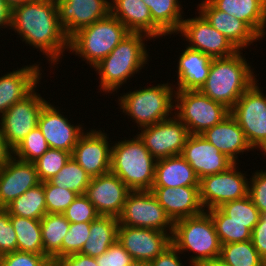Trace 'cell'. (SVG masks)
I'll list each match as a JSON object with an SVG mask.
<instances>
[{
    "mask_svg": "<svg viewBox=\"0 0 266 266\" xmlns=\"http://www.w3.org/2000/svg\"><path fill=\"white\" fill-rule=\"evenodd\" d=\"M219 209L230 217V221L250 224L251 232L262 216L248 195L241 199L226 202Z\"/></svg>",
    "mask_w": 266,
    "mask_h": 266,
    "instance_id": "cell-38",
    "label": "cell"
},
{
    "mask_svg": "<svg viewBox=\"0 0 266 266\" xmlns=\"http://www.w3.org/2000/svg\"><path fill=\"white\" fill-rule=\"evenodd\" d=\"M198 14L195 18L184 19L177 32L186 38L184 40L187 41V47L212 58L229 57L239 51L228 38L210 25L200 13Z\"/></svg>",
    "mask_w": 266,
    "mask_h": 266,
    "instance_id": "cell-14",
    "label": "cell"
},
{
    "mask_svg": "<svg viewBox=\"0 0 266 266\" xmlns=\"http://www.w3.org/2000/svg\"><path fill=\"white\" fill-rule=\"evenodd\" d=\"M44 195L47 213L60 214H62L78 196L76 192L57 187L50 181L44 182Z\"/></svg>",
    "mask_w": 266,
    "mask_h": 266,
    "instance_id": "cell-41",
    "label": "cell"
},
{
    "mask_svg": "<svg viewBox=\"0 0 266 266\" xmlns=\"http://www.w3.org/2000/svg\"><path fill=\"white\" fill-rule=\"evenodd\" d=\"M70 222L60 213H47L41 219V236L46 255L51 262L62 257V242L69 231Z\"/></svg>",
    "mask_w": 266,
    "mask_h": 266,
    "instance_id": "cell-31",
    "label": "cell"
},
{
    "mask_svg": "<svg viewBox=\"0 0 266 266\" xmlns=\"http://www.w3.org/2000/svg\"><path fill=\"white\" fill-rule=\"evenodd\" d=\"M200 13L207 22L228 38L238 49L243 50L253 42L261 40L243 21L235 16L219 11L208 0H202L198 5Z\"/></svg>",
    "mask_w": 266,
    "mask_h": 266,
    "instance_id": "cell-24",
    "label": "cell"
},
{
    "mask_svg": "<svg viewBox=\"0 0 266 266\" xmlns=\"http://www.w3.org/2000/svg\"><path fill=\"white\" fill-rule=\"evenodd\" d=\"M141 88L121 94L118 98L120 109L139 125L138 130L174 115L176 90L173 84L171 86L167 82Z\"/></svg>",
    "mask_w": 266,
    "mask_h": 266,
    "instance_id": "cell-6",
    "label": "cell"
},
{
    "mask_svg": "<svg viewBox=\"0 0 266 266\" xmlns=\"http://www.w3.org/2000/svg\"><path fill=\"white\" fill-rule=\"evenodd\" d=\"M200 135L236 164L238 163L237 154L254 151L248 143L244 131L231 115L212 128L206 129Z\"/></svg>",
    "mask_w": 266,
    "mask_h": 266,
    "instance_id": "cell-26",
    "label": "cell"
},
{
    "mask_svg": "<svg viewBox=\"0 0 266 266\" xmlns=\"http://www.w3.org/2000/svg\"><path fill=\"white\" fill-rule=\"evenodd\" d=\"M151 38L143 33H129L93 68L100 77L101 92L113 93L134 77V74L144 69L149 61L145 40Z\"/></svg>",
    "mask_w": 266,
    "mask_h": 266,
    "instance_id": "cell-2",
    "label": "cell"
},
{
    "mask_svg": "<svg viewBox=\"0 0 266 266\" xmlns=\"http://www.w3.org/2000/svg\"><path fill=\"white\" fill-rule=\"evenodd\" d=\"M251 241L253 246L258 251L262 259L266 258V217L261 216V219L256 224L251 232Z\"/></svg>",
    "mask_w": 266,
    "mask_h": 266,
    "instance_id": "cell-49",
    "label": "cell"
},
{
    "mask_svg": "<svg viewBox=\"0 0 266 266\" xmlns=\"http://www.w3.org/2000/svg\"><path fill=\"white\" fill-rule=\"evenodd\" d=\"M117 218L119 225L151 228L167 232L171 237L174 230V222L151 190L130 191Z\"/></svg>",
    "mask_w": 266,
    "mask_h": 266,
    "instance_id": "cell-10",
    "label": "cell"
},
{
    "mask_svg": "<svg viewBox=\"0 0 266 266\" xmlns=\"http://www.w3.org/2000/svg\"><path fill=\"white\" fill-rule=\"evenodd\" d=\"M263 266H266V258L263 259Z\"/></svg>",
    "mask_w": 266,
    "mask_h": 266,
    "instance_id": "cell-57",
    "label": "cell"
},
{
    "mask_svg": "<svg viewBox=\"0 0 266 266\" xmlns=\"http://www.w3.org/2000/svg\"><path fill=\"white\" fill-rule=\"evenodd\" d=\"M198 266H229L220 257L200 263Z\"/></svg>",
    "mask_w": 266,
    "mask_h": 266,
    "instance_id": "cell-53",
    "label": "cell"
},
{
    "mask_svg": "<svg viewBox=\"0 0 266 266\" xmlns=\"http://www.w3.org/2000/svg\"><path fill=\"white\" fill-rule=\"evenodd\" d=\"M174 110L190 134H202L230 115V109L199 90H176Z\"/></svg>",
    "mask_w": 266,
    "mask_h": 266,
    "instance_id": "cell-8",
    "label": "cell"
},
{
    "mask_svg": "<svg viewBox=\"0 0 266 266\" xmlns=\"http://www.w3.org/2000/svg\"><path fill=\"white\" fill-rule=\"evenodd\" d=\"M256 80L230 109V115L244 131L253 149L266 155V95Z\"/></svg>",
    "mask_w": 266,
    "mask_h": 266,
    "instance_id": "cell-9",
    "label": "cell"
},
{
    "mask_svg": "<svg viewBox=\"0 0 266 266\" xmlns=\"http://www.w3.org/2000/svg\"><path fill=\"white\" fill-rule=\"evenodd\" d=\"M211 216L221 245L251 240L250 224L230 221L219 208L206 210Z\"/></svg>",
    "mask_w": 266,
    "mask_h": 266,
    "instance_id": "cell-35",
    "label": "cell"
},
{
    "mask_svg": "<svg viewBox=\"0 0 266 266\" xmlns=\"http://www.w3.org/2000/svg\"><path fill=\"white\" fill-rule=\"evenodd\" d=\"M199 181L193 168L181 155L156 160L152 187L199 186Z\"/></svg>",
    "mask_w": 266,
    "mask_h": 266,
    "instance_id": "cell-29",
    "label": "cell"
},
{
    "mask_svg": "<svg viewBox=\"0 0 266 266\" xmlns=\"http://www.w3.org/2000/svg\"><path fill=\"white\" fill-rule=\"evenodd\" d=\"M219 257L229 266H263V259L251 240L221 245Z\"/></svg>",
    "mask_w": 266,
    "mask_h": 266,
    "instance_id": "cell-37",
    "label": "cell"
},
{
    "mask_svg": "<svg viewBox=\"0 0 266 266\" xmlns=\"http://www.w3.org/2000/svg\"><path fill=\"white\" fill-rule=\"evenodd\" d=\"M248 183V196L263 215L266 213V170L254 171Z\"/></svg>",
    "mask_w": 266,
    "mask_h": 266,
    "instance_id": "cell-45",
    "label": "cell"
},
{
    "mask_svg": "<svg viewBox=\"0 0 266 266\" xmlns=\"http://www.w3.org/2000/svg\"><path fill=\"white\" fill-rule=\"evenodd\" d=\"M151 191L173 222L205 211L199 186L152 187Z\"/></svg>",
    "mask_w": 266,
    "mask_h": 266,
    "instance_id": "cell-22",
    "label": "cell"
},
{
    "mask_svg": "<svg viewBox=\"0 0 266 266\" xmlns=\"http://www.w3.org/2000/svg\"><path fill=\"white\" fill-rule=\"evenodd\" d=\"M152 21L167 35L177 34L184 20L179 0H143Z\"/></svg>",
    "mask_w": 266,
    "mask_h": 266,
    "instance_id": "cell-32",
    "label": "cell"
},
{
    "mask_svg": "<svg viewBox=\"0 0 266 266\" xmlns=\"http://www.w3.org/2000/svg\"><path fill=\"white\" fill-rule=\"evenodd\" d=\"M47 266H59L57 262H50Z\"/></svg>",
    "mask_w": 266,
    "mask_h": 266,
    "instance_id": "cell-56",
    "label": "cell"
},
{
    "mask_svg": "<svg viewBox=\"0 0 266 266\" xmlns=\"http://www.w3.org/2000/svg\"><path fill=\"white\" fill-rule=\"evenodd\" d=\"M39 64L14 69L0 77V116L37 88L42 77Z\"/></svg>",
    "mask_w": 266,
    "mask_h": 266,
    "instance_id": "cell-23",
    "label": "cell"
},
{
    "mask_svg": "<svg viewBox=\"0 0 266 266\" xmlns=\"http://www.w3.org/2000/svg\"><path fill=\"white\" fill-rule=\"evenodd\" d=\"M156 159L136 134L131 139L113 142L111 169L131 191L151 190Z\"/></svg>",
    "mask_w": 266,
    "mask_h": 266,
    "instance_id": "cell-4",
    "label": "cell"
},
{
    "mask_svg": "<svg viewBox=\"0 0 266 266\" xmlns=\"http://www.w3.org/2000/svg\"><path fill=\"white\" fill-rule=\"evenodd\" d=\"M118 218L100 215L90 222V234L80 254L97 257L108 250L117 240Z\"/></svg>",
    "mask_w": 266,
    "mask_h": 266,
    "instance_id": "cell-30",
    "label": "cell"
},
{
    "mask_svg": "<svg viewBox=\"0 0 266 266\" xmlns=\"http://www.w3.org/2000/svg\"><path fill=\"white\" fill-rule=\"evenodd\" d=\"M10 222L16 232L18 251L44 254L41 220L10 215Z\"/></svg>",
    "mask_w": 266,
    "mask_h": 266,
    "instance_id": "cell-34",
    "label": "cell"
},
{
    "mask_svg": "<svg viewBox=\"0 0 266 266\" xmlns=\"http://www.w3.org/2000/svg\"><path fill=\"white\" fill-rule=\"evenodd\" d=\"M110 14L131 33H143L151 40L166 36L152 21L150 9L143 0H110Z\"/></svg>",
    "mask_w": 266,
    "mask_h": 266,
    "instance_id": "cell-25",
    "label": "cell"
},
{
    "mask_svg": "<svg viewBox=\"0 0 266 266\" xmlns=\"http://www.w3.org/2000/svg\"><path fill=\"white\" fill-rule=\"evenodd\" d=\"M17 251L16 232L10 222V215L0 208V256Z\"/></svg>",
    "mask_w": 266,
    "mask_h": 266,
    "instance_id": "cell-46",
    "label": "cell"
},
{
    "mask_svg": "<svg viewBox=\"0 0 266 266\" xmlns=\"http://www.w3.org/2000/svg\"><path fill=\"white\" fill-rule=\"evenodd\" d=\"M51 260L44 254L14 251L0 256V266H47Z\"/></svg>",
    "mask_w": 266,
    "mask_h": 266,
    "instance_id": "cell-44",
    "label": "cell"
},
{
    "mask_svg": "<svg viewBox=\"0 0 266 266\" xmlns=\"http://www.w3.org/2000/svg\"><path fill=\"white\" fill-rule=\"evenodd\" d=\"M10 29L46 55L51 66L58 64L64 51L69 50V38L59 23L55 0H30L15 7Z\"/></svg>",
    "mask_w": 266,
    "mask_h": 266,
    "instance_id": "cell-1",
    "label": "cell"
},
{
    "mask_svg": "<svg viewBox=\"0 0 266 266\" xmlns=\"http://www.w3.org/2000/svg\"><path fill=\"white\" fill-rule=\"evenodd\" d=\"M62 214L70 223L92 222L100 216L85 195H78Z\"/></svg>",
    "mask_w": 266,
    "mask_h": 266,
    "instance_id": "cell-43",
    "label": "cell"
},
{
    "mask_svg": "<svg viewBox=\"0 0 266 266\" xmlns=\"http://www.w3.org/2000/svg\"><path fill=\"white\" fill-rule=\"evenodd\" d=\"M71 158V153L49 148L43 156L34 162L40 182L49 181Z\"/></svg>",
    "mask_w": 266,
    "mask_h": 266,
    "instance_id": "cell-40",
    "label": "cell"
},
{
    "mask_svg": "<svg viewBox=\"0 0 266 266\" xmlns=\"http://www.w3.org/2000/svg\"><path fill=\"white\" fill-rule=\"evenodd\" d=\"M6 5L13 10L15 7L22 5L30 0H4Z\"/></svg>",
    "mask_w": 266,
    "mask_h": 266,
    "instance_id": "cell-54",
    "label": "cell"
},
{
    "mask_svg": "<svg viewBox=\"0 0 266 266\" xmlns=\"http://www.w3.org/2000/svg\"><path fill=\"white\" fill-rule=\"evenodd\" d=\"M238 164L235 163L225 172L200 179V201L205 211L248 195L249 179L245 173L238 171Z\"/></svg>",
    "mask_w": 266,
    "mask_h": 266,
    "instance_id": "cell-12",
    "label": "cell"
},
{
    "mask_svg": "<svg viewBox=\"0 0 266 266\" xmlns=\"http://www.w3.org/2000/svg\"><path fill=\"white\" fill-rule=\"evenodd\" d=\"M47 102L34 89L0 116L4 142L11 152L38 126L40 111Z\"/></svg>",
    "mask_w": 266,
    "mask_h": 266,
    "instance_id": "cell-11",
    "label": "cell"
},
{
    "mask_svg": "<svg viewBox=\"0 0 266 266\" xmlns=\"http://www.w3.org/2000/svg\"><path fill=\"white\" fill-rule=\"evenodd\" d=\"M95 260L98 266H127L133 258L116 240L106 252L95 257Z\"/></svg>",
    "mask_w": 266,
    "mask_h": 266,
    "instance_id": "cell-47",
    "label": "cell"
},
{
    "mask_svg": "<svg viewBox=\"0 0 266 266\" xmlns=\"http://www.w3.org/2000/svg\"><path fill=\"white\" fill-rule=\"evenodd\" d=\"M117 240L133 260L147 263L154 260L172 243L167 232L125 225L118 226Z\"/></svg>",
    "mask_w": 266,
    "mask_h": 266,
    "instance_id": "cell-16",
    "label": "cell"
},
{
    "mask_svg": "<svg viewBox=\"0 0 266 266\" xmlns=\"http://www.w3.org/2000/svg\"><path fill=\"white\" fill-rule=\"evenodd\" d=\"M171 242L181 255L184 251L194 253L189 258V266H198L204 261L218 258L221 252V242L206 211L175 221Z\"/></svg>",
    "mask_w": 266,
    "mask_h": 266,
    "instance_id": "cell-5",
    "label": "cell"
},
{
    "mask_svg": "<svg viewBox=\"0 0 266 266\" xmlns=\"http://www.w3.org/2000/svg\"><path fill=\"white\" fill-rule=\"evenodd\" d=\"M107 133L91 129L85 131L73 149L71 157L91 176L110 172L111 145ZM111 144V145H110Z\"/></svg>",
    "mask_w": 266,
    "mask_h": 266,
    "instance_id": "cell-15",
    "label": "cell"
},
{
    "mask_svg": "<svg viewBox=\"0 0 266 266\" xmlns=\"http://www.w3.org/2000/svg\"><path fill=\"white\" fill-rule=\"evenodd\" d=\"M131 190L111 171L92 177L85 196L103 216L118 217Z\"/></svg>",
    "mask_w": 266,
    "mask_h": 266,
    "instance_id": "cell-18",
    "label": "cell"
},
{
    "mask_svg": "<svg viewBox=\"0 0 266 266\" xmlns=\"http://www.w3.org/2000/svg\"><path fill=\"white\" fill-rule=\"evenodd\" d=\"M38 127L49 148L64 150L71 154L79 138L85 132L81 124L70 123V120L50 102H47L40 111Z\"/></svg>",
    "mask_w": 266,
    "mask_h": 266,
    "instance_id": "cell-20",
    "label": "cell"
},
{
    "mask_svg": "<svg viewBox=\"0 0 266 266\" xmlns=\"http://www.w3.org/2000/svg\"><path fill=\"white\" fill-rule=\"evenodd\" d=\"M12 10L6 5L4 0H0V29L11 26Z\"/></svg>",
    "mask_w": 266,
    "mask_h": 266,
    "instance_id": "cell-51",
    "label": "cell"
},
{
    "mask_svg": "<svg viewBox=\"0 0 266 266\" xmlns=\"http://www.w3.org/2000/svg\"><path fill=\"white\" fill-rule=\"evenodd\" d=\"M91 176L71 157L65 166L49 181L64 189L84 195L90 184Z\"/></svg>",
    "mask_w": 266,
    "mask_h": 266,
    "instance_id": "cell-36",
    "label": "cell"
},
{
    "mask_svg": "<svg viewBox=\"0 0 266 266\" xmlns=\"http://www.w3.org/2000/svg\"><path fill=\"white\" fill-rule=\"evenodd\" d=\"M90 234V222L70 223L62 242V257L80 253Z\"/></svg>",
    "mask_w": 266,
    "mask_h": 266,
    "instance_id": "cell-42",
    "label": "cell"
},
{
    "mask_svg": "<svg viewBox=\"0 0 266 266\" xmlns=\"http://www.w3.org/2000/svg\"><path fill=\"white\" fill-rule=\"evenodd\" d=\"M140 130L137 135L156 160L181 155L190 136L176 115Z\"/></svg>",
    "mask_w": 266,
    "mask_h": 266,
    "instance_id": "cell-13",
    "label": "cell"
},
{
    "mask_svg": "<svg viewBox=\"0 0 266 266\" xmlns=\"http://www.w3.org/2000/svg\"><path fill=\"white\" fill-rule=\"evenodd\" d=\"M127 266H149V263L145 261H138V260H133L130 264Z\"/></svg>",
    "mask_w": 266,
    "mask_h": 266,
    "instance_id": "cell-55",
    "label": "cell"
},
{
    "mask_svg": "<svg viewBox=\"0 0 266 266\" xmlns=\"http://www.w3.org/2000/svg\"><path fill=\"white\" fill-rule=\"evenodd\" d=\"M34 163L21 161L12 154L0 161V208L40 184Z\"/></svg>",
    "mask_w": 266,
    "mask_h": 266,
    "instance_id": "cell-17",
    "label": "cell"
},
{
    "mask_svg": "<svg viewBox=\"0 0 266 266\" xmlns=\"http://www.w3.org/2000/svg\"><path fill=\"white\" fill-rule=\"evenodd\" d=\"M241 50L229 57L213 58L207 80L199 89L213 101L231 109L257 80Z\"/></svg>",
    "mask_w": 266,
    "mask_h": 266,
    "instance_id": "cell-3",
    "label": "cell"
},
{
    "mask_svg": "<svg viewBox=\"0 0 266 266\" xmlns=\"http://www.w3.org/2000/svg\"><path fill=\"white\" fill-rule=\"evenodd\" d=\"M11 155V151L6 146L3 138V131L0 124V161Z\"/></svg>",
    "mask_w": 266,
    "mask_h": 266,
    "instance_id": "cell-52",
    "label": "cell"
},
{
    "mask_svg": "<svg viewBox=\"0 0 266 266\" xmlns=\"http://www.w3.org/2000/svg\"><path fill=\"white\" fill-rule=\"evenodd\" d=\"M49 149L47 141L40 128L35 127L23 141L11 152V154L25 162L34 163Z\"/></svg>",
    "mask_w": 266,
    "mask_h": 266,
    "instance_id": "cell-39",
    "label": "cell"
},
{
    "mask_svg": "<svg viewBox=\"0 0 266 266\" xmlns=\"http://www.w3.org/2000/svg\"><path fill=\"white\" fill-rule=\"evenodd\" d=\"M216 9L243 21L259 38L266 35V0H208Z\"/></svg>",
    "mask_w": 266,
    "mask_h": 266,
    "instance_id": "cell-28",
    "label": "cell"
},
{
    "mask_svg": "<svg viewBox=\"0 0 266 266\" xmlns=\"http://www.w3.org/2000/svg\"><path fill=\"white\" fill-rule=\"evenodd\" d=\"M57 264L59 266H98L95 257L83 255L80 253L61 257Z\"/></svg>",
    "mask_w": 266,
    "mask_h": 266,
    "instance_id": "cell-50",
    "label": "cell"
},
{
    "mask_svg": "<svg viewBox=\"0 0 266 266\" xmlns=\"http://www.w3.org/2000/svg\"><path fill=\"white\" fill-rule=\"evenodd\" d=\"M59 23L70 39L79 30L110 14V0H55Z\"/></svg>",
    "mask_w": 266,
    "mask_h": 266,
    "instance_id": "cell-19",
    "label": "cell"
},
{
    "mask_svg": "<svg viewBox=\"0 0 266 266\" xmlns=\"http://www.w3.org/2000/svg\"><path fill=\"white\" fill-rule=\"evenodd\" d=\"M180 254L177 248L171 243L149 263V266H184L178 256Z\"/></svg>",
    "mask_w": 266,
    "mask_h": 266,
    "instance_id": "cell-48",
    "label": "cell"
},
{
    "mask_svg": "<svg viewBox=\"0 0 266 266\" xmlns=\"http://www.w3.org/2000/svg\"><path fill=\"white\" fill-rule=\"evenodd\" d=\"M181 156L190 164L199 180L225 172L235 164L200 134H190Z\"/></svg>",
    "mask_w": 266,
    "mask_h": 266,
    "instance_id": "cell-21",
    "label": "cell"
},
{
    "mask_svg": "<svg viewBox=\"0 0 266 266\" xmlns=\"http://www.w3.org/2000/svg\"><path fill=\"white\" fill-rule=\"evenodd\" d=\"M177 65L176 90H199L207 80L211 67V56L185 47Z\"/></svg>",
    "mask_w": 266,
    "mask_h": 266,
    "instance_id": "cell-27",
    "label": "cell"
},
{
    "mask_svg": "<svg viewBox=\"0 0 266 266\" xmlns=\"http://www.w3.org/2000/svg\"><path fill=\"white\" fill-rule=\"evenodd\" d=\"M129 33L122 22L109 14L76 32L69 39V53L75 52L93 68Z\"/></svg>",
    "mask_w": 266,
    "mask_h": 266,
    "instance_id": "cell-7",
    "label": "cell"
},
{
    "mask_svg": "<svg viewBox=\"0 0 266 266\" xmlns=\"http://www.w3.org/2000/svg\"><path fill=\"white\" fill-rule=\"evenodd\" d=\"M9 215L41 220L47 214L44 182L28 189L4 208Z\"/></svg>",
    "mask_w": 266,
    "mask_h": 266,
    "instance_id": "cell-33",
    "label": "cell"
}]
</instances>
